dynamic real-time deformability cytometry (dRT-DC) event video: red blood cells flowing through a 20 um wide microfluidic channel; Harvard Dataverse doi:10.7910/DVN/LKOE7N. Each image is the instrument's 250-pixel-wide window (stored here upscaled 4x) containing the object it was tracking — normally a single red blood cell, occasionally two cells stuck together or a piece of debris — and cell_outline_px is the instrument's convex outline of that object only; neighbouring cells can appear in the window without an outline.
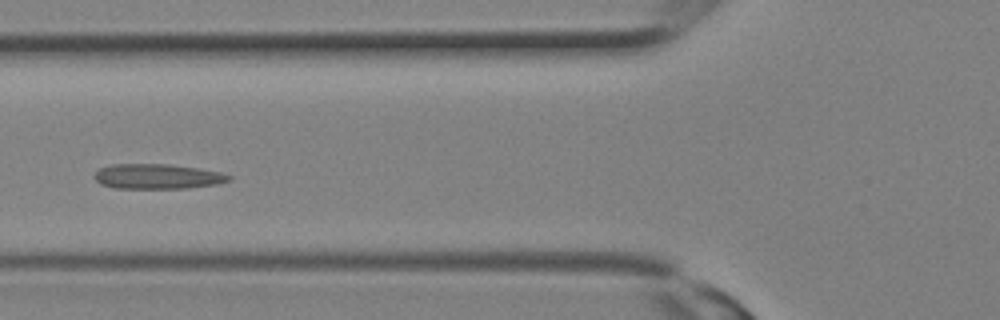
{"species": "Egyptian fruit bat (a non-hibernating species)", "species_latin": "Rousettus aegyptiacus", "temperature_condition": "room temperature", "stored_images_in_passage": 9, "camera_frame_rate_fps": 3000, "um_per_image_px": 0.085, "animal": {"sex": "female"}, "frame": {"image": 1, "passage_image": 6, "time_ms": 1.667, "image_size_px": [1000, 320], "cell_outline_px": [[232, 180], [216, 184], [188, 188], [116, 188], [100, 184], [92, 176], [100, 168], [112, 164], [168, 164], [196, 168], [220, 172], [232, 176]], "centroid_in_image_um": [13.37, 15.0], "position_along_channel_um": 112.4, "area_um2": 19.54}}
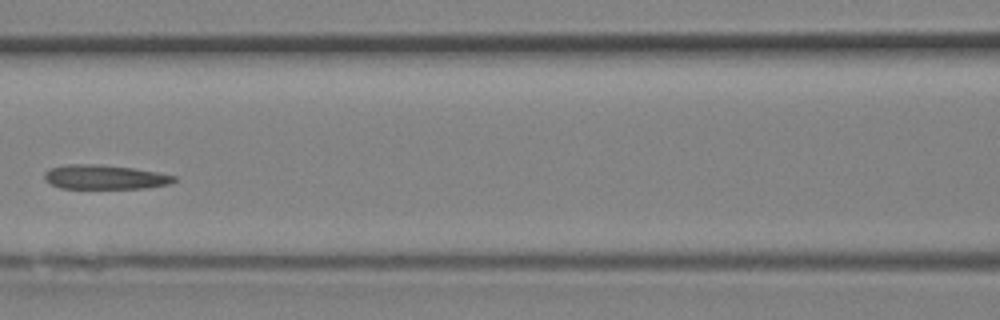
{"frame": {"image": 2, "passage_image": 8, "time_ms": 2.333, "image_size_px": [1000, 320], "cell_outline_px": [[176, 180], [172, 184], [148, 188], [60, 188], [44, 180], [44, 172], [48, 168], [68, 164], [96, 164], [132, 168], [156, 172], [176, 176]], "centroid_in_image_um": [8.9, 15.05], "position_along_channel_um": 157.7, "area_um2": 18.44}}